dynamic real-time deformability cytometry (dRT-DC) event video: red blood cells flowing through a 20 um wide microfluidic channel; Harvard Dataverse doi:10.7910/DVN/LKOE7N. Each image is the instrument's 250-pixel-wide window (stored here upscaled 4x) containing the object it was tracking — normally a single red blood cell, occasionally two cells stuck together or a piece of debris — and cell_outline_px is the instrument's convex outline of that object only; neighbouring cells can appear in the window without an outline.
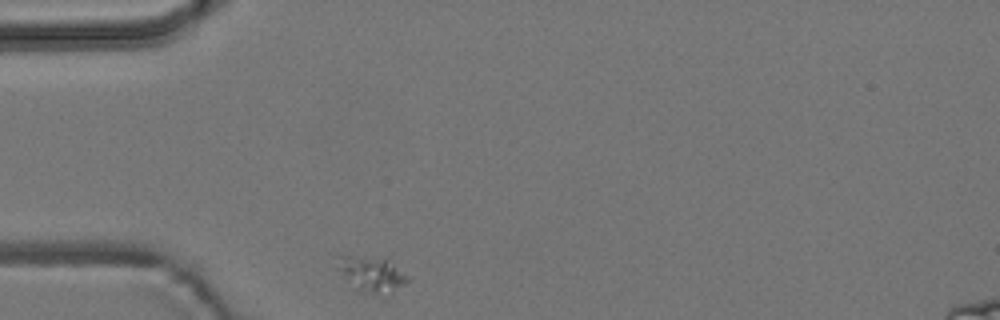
{"species": "common noctule bat (a hibernating species)", "species_latin": "Nyctalus noctula", "temperature_condition": "room temperature", "stored_images_in_passage": 32, "camera_frame_rate_fps": 3000, "um_per_image_px": 0.085, "animal": {"sex": "male", "body_mass_g": 19.2, "forearm_length_mm": 51.8}, "frame": {"image": 1, "passage_image": 1, "time_ms": 0.0, "image_size_px": [1000, 320], "cell_outline_px": [[408, 280], [404, 284], [376, 292], [360, 292], [344, 276], [340, 268], [340, 256], [388, 256], [408, 276]], "centroid_in_image_um": [31.64, 23.19], "position_along_channel_um": 53.4, "area_um2": 13.64}}
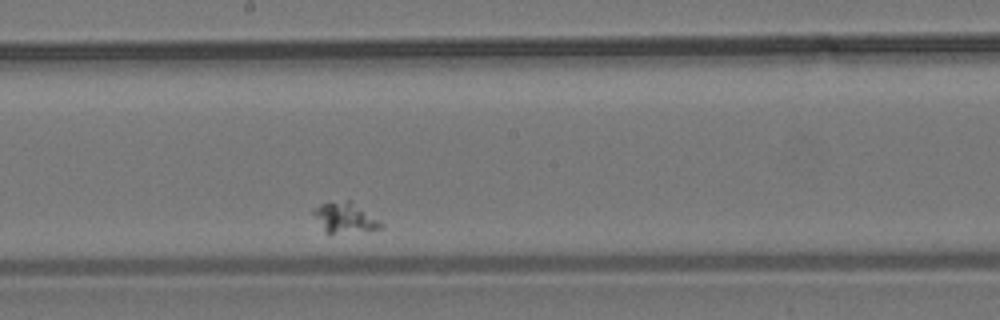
{"frame": {"image": 2, "passage_image": 18, "time_ms": 5.667, "image_size_px": [1000, 320], "cell_outline_px": [[384, 228], [332, 232], [324, 232], [312, 212], [312, 208], [320, 204], [348, 200], [352, 200], [384, 224]], "centroid_in_image_um": [29.3, 18.46], "position_along_channel_um": 218.9, "area_um2": 11.5}}
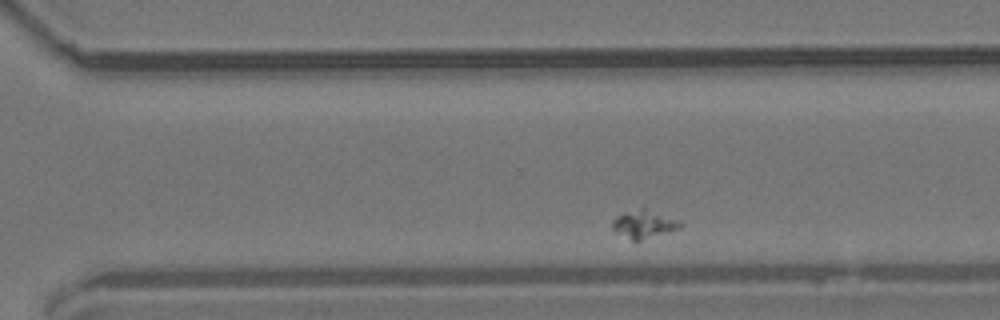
{"frame": {"image": 3, "passage_image": 27, "time_ms": 8.667, "image_size_px": [1000, 320], "cell_outline_px": [[684, 224], [680, 228], [668, 232], [640, 240], [632, 240], [612, 228], [612, 220], [616, 216], [624, 212], [644, 204]], "centroid_in_image_um": [54.74, 18.97], "position_along_channel_um": 315.9, "area_um2": 11.33}}